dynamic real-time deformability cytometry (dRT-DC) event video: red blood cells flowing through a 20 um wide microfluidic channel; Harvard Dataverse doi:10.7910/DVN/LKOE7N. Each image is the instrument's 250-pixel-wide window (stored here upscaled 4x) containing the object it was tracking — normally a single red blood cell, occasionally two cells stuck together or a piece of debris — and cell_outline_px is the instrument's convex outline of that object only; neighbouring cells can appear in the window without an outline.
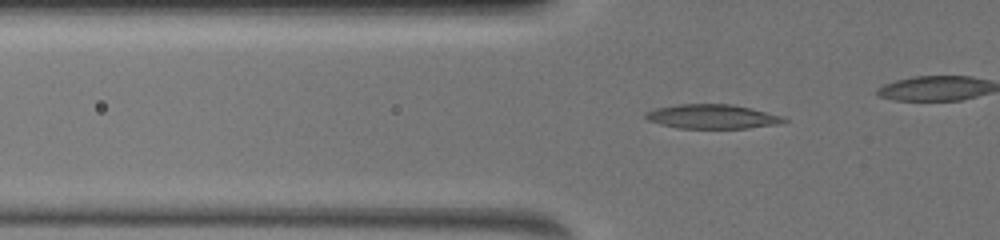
{"species": "common noctule bat (a hibernating species)", "species_latin": "Nyctalus noctula", "temperature_condition": "warm", "stored_images_in_passage": 30, "camera_frame_rate_fps": 3000, "um_per_image_px": 0.085, "animal": {"sex": "female", "body_mass_g": 19.5, "forearm_length_mm": 54.1}, "frame": {"image": 1, "passage_image": 11, "time_ms": 6.333, "image_size_px": [1000, 240], "cell_outline_px": [[788, 120], [780, 124], [748, 128], [676, 128], [660, 124], [648, 120], [644, 116], [644, 112], [656, 108], [680, 104], [732, 104], [752, 108], [784, 116]], "centroid_in_image_um": [60.56, 9.91], "position_along_channel_um": 65.2, "area_um2": 19.71}}
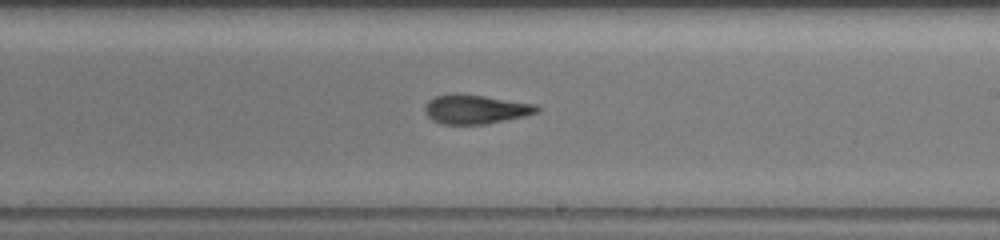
{"frame": {"image": 2, "passage_image": 19, "time_ms": 11.0, "image_size_px": [1000, 240], "cell_outline_px": [[540, 112], [524, 116], [488, 124], [444, 124], [432, 120], [428, 116], [424, 108], [424, 104], [428, 100], [436, 96], [452, 92], [484, 96], [536, 104], [540, 108]], "centroid_in_image_um": [40.41, 9.28], "position_along_channel_um": 248.6, "area_um2": 19.19}}
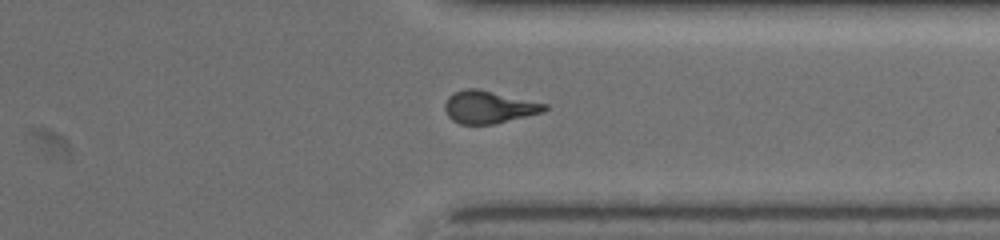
{"frame": {"image": 3, "passage_image": 27, "time_ms": 14.0, "image_size_px": [1000, 240], "cell_outline_px": [[548, 108], [544, 112], [496, 124], [460, 124], [452, 120], [448, 116], [444, 108], [444, 104], [448, 96], [464, 88], [476, 88], [548, 104]], "centroid_in_image_um": [41.55, 9.11], "position_along_channel_um": 369.8, "area_um2": 18.96}}